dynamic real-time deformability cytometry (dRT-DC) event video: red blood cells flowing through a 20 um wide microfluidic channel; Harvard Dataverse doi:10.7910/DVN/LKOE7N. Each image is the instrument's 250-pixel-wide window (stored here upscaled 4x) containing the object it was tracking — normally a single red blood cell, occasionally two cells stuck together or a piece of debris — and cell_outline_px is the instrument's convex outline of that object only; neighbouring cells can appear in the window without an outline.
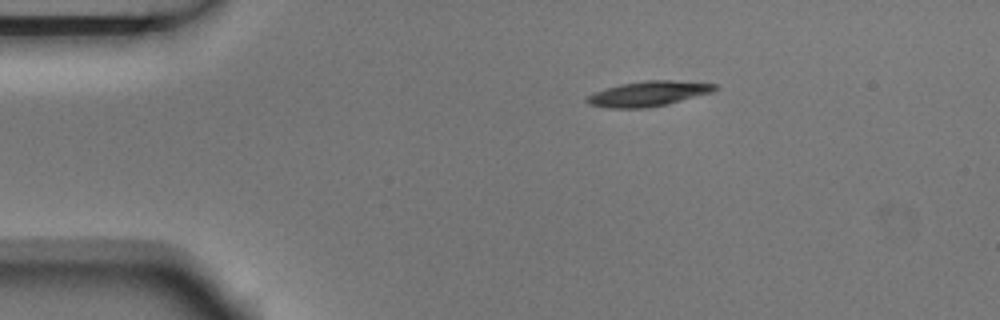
{"species": "Egyptian fruit bat (a non-hibernating species)", "species_latin": "Rousettus aegyptiacus", "temperature_condition": "room temperature", "stored_images_in_passage": 13, "camera_frame_rate_fps": 3000, "um_per_image_px": 0.085, "animal": {"sex": "male"}, "frame": {"image": 1, "passage_image": 1, "time_ms": 0.0, "image_size_px": [1000, 320], "cell_outline_px": [[720, 88], [712, 92], [668, 104], [644, 108], [612, 108], [588, 104], [584, 100], [588, 96], [596, 92], [620, 84], [644, 80], [672, 80], [716, 84]], "centroid_in_image_um": [55.14, 7.96], "position_along_channel_um": 29.9, "area_um2": 18.55}}
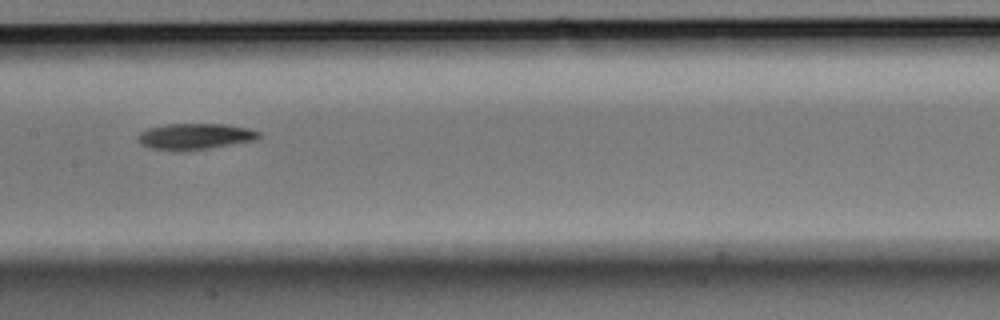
{"frame": {"image": 2, "passage_image": 6, "time_ms": 1.667, "image_size_px": [1000, 320], "cell_outline_px": [[260, 136], [256, 140], [208, 148], [152, 148], [144, 144], [140, 140], [140, 132], [148, 128], [164, 124], [228, 124], [248, 128], [260, 132]], "centroid_in_image_um": [16.68, 11.54], "position_along_channel_um": 190.7, "area_um2": 17.46}}
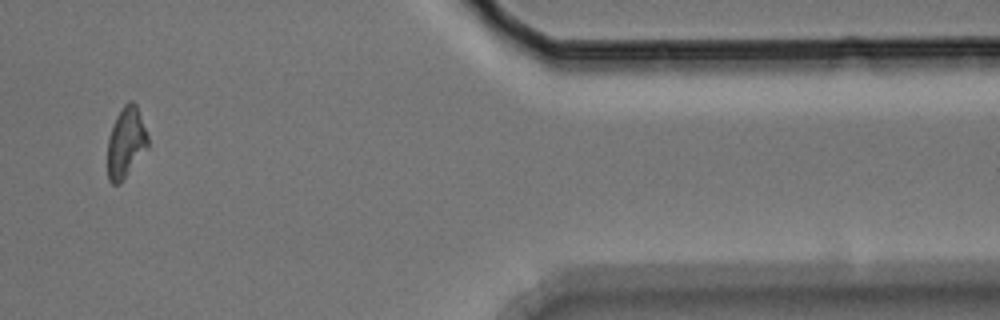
{"frame": {"image": 3, "passage_image": 11, "time_ms": 3.333, "image_size_px": [1000, 320], "cell_outline_px": [[148, 148], [120, 184], [112, 184], [108, 180], [108, 140], [112, 124], [116, 116], [124, 104], [128, 100], [132, 100], [136, 104], [148, 136]], "centroid_in_image_um": [10.7, 12.11], "position_along_channel_um": 400.7, "area_um2": 16.65}}